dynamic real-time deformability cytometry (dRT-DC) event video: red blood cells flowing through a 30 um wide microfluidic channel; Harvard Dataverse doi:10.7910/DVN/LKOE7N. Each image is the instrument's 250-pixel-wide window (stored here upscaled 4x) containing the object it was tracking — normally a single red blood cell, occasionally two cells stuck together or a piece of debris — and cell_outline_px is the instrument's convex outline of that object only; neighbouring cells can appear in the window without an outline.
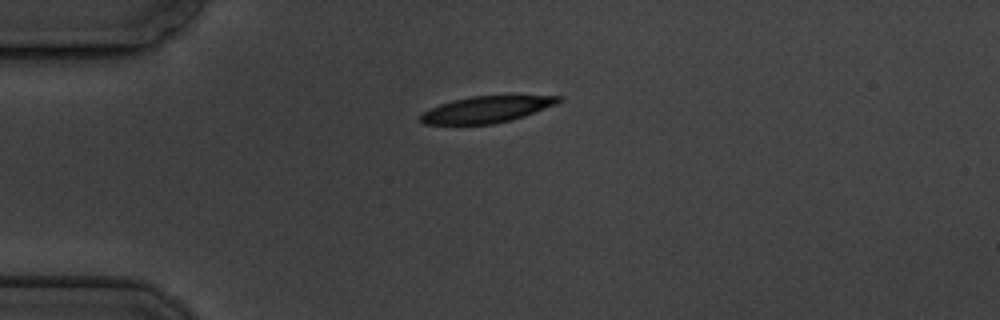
{"species": "common noctule bat (a hibernating species)", "species_latin": "Nyctalus noctula", "temperature_condition": "cold", "stored_images_in_passage": 3, "camera_frame_rate_fps": 3000, "um_per_image_px": 0.085, "animal": {"sex": "male", "body_mass_g": 19.5, "forearm_length_mm": 54.6}, "frame": {"image": 1, "passage_image": 1, "time_ms": 0.0, "image_size_px": [1000, 320], "cell_outline_px": [[564, 100], [556, 104], [524, 116], [512, 120], [492, 124], [424, 124], [420, 120], [420, 116], [424, 112], [440, 104], [452, 100], [472, 96], [564, 96]], "centroid_in_image_um": [41.38, 9.3], "position_along_channel_um": 43.6, "area_um2": 21.04}}